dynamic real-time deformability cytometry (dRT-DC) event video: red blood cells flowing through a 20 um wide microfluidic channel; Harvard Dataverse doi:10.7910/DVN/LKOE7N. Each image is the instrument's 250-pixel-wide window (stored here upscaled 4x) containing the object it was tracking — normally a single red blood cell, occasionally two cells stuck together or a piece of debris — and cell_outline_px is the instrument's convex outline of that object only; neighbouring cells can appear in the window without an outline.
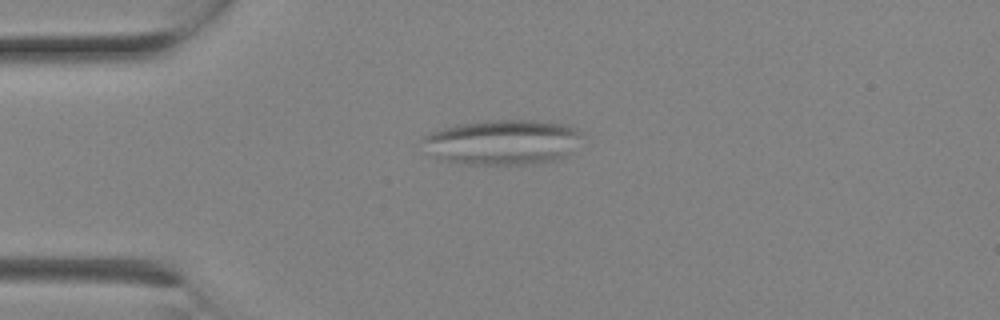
{"species": "Egyptian fruit bat (a non-hibernating species)", "species_latin": "Rousettus aegyptiacus", "temperature_condition": "room temperature", "stored_images_in_passage": 3, "camera_frame_rate_fps": 3000, "um_per_image_px": 0.085, "animal": {"sex": "female"}, "frame": {"image": 1, "passage_image": 3, "time_ms": 0.667, "image_size_px": [1000, 320], "cell_outline_px": [[584, 132], [568, 152], [564, 156], [556, 160], [540, 164], [464, 164], [440, 160], [424, 152], [424, 136], [432, 132], [444, 128], [460, 124], [484, 120], [544, 120], [572, 124]], "centroid_in_image_um": [42.73, 12.07], "position_along_channel_um": 42.3, "area_um2": 42.37}}